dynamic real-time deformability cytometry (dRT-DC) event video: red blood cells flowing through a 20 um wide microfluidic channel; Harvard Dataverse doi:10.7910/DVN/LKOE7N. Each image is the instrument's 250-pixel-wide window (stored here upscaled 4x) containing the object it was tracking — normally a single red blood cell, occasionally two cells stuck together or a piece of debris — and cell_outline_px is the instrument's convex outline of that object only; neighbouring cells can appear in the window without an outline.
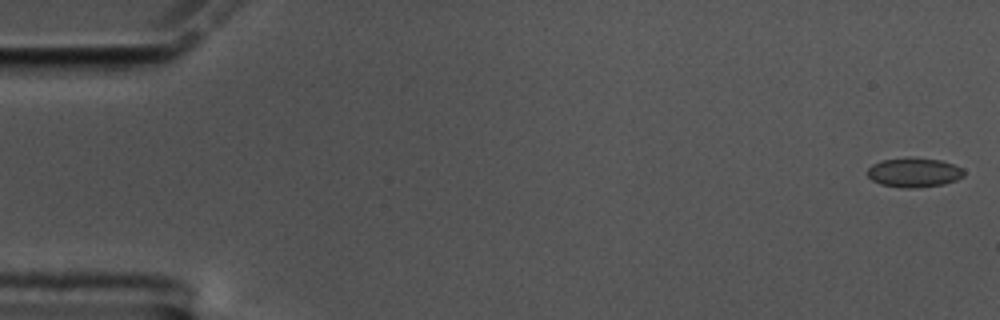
{"species": "common noctule bat (a hibernating species)", "species_latin": "Nyctalus noctula", "temperature_condition": "cold", "stored_images_in_passage": 57, "camera_frame_rate_fps": 3000, "um_per_image_px": 0.085, "animal": {"sex": "male", "body_mass_g": 17.5, "forearm_length_mm": 52.3}, "frame": {"image": 1, "passage_image": 1, "time_ms": 0.0, "image_size_px": [1000, 320], "cell_outline_px": [[964, 176], [956, 180], [944, 184], [916, 188], [904, 188], [880, 184], [872, 180], [868, 176], [868, 168], [872, 164], [880, 160], [908, 156], [912, 156], [940, 160], [964, 168]], "centroid_in_image_um": [77.69, 14.64], "position_along_channel_um": 7.3, "area_um2": 16.88}}
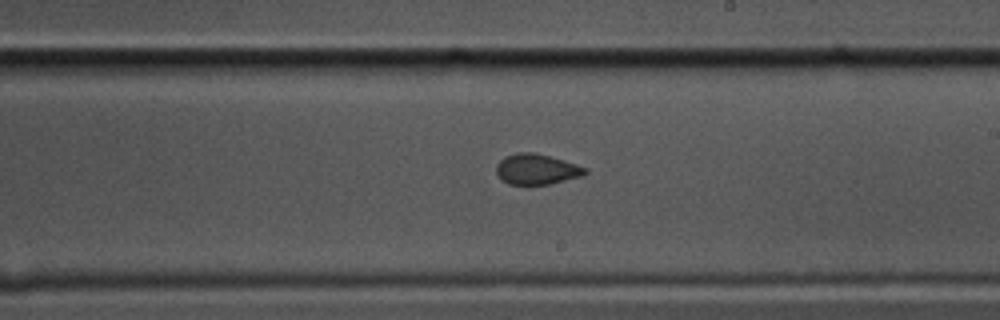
{"frame": {"image": 2, "passage_image": 33, "time_ms": 10.667, "image_size_px": [1000, 320], "cell_outline_px": [[588, 172], [584, 176], [552, 184], [508, 184], [500, 180], [496, 172], [496, 164], [504, 156], [516, 152], [532, 152], [548, 156], [576, 164], [588, 168]], "centroid_in_image_um": [45.61, 14.39], "position_along_channel_um": 243.4, "area_um2": 16.01}}
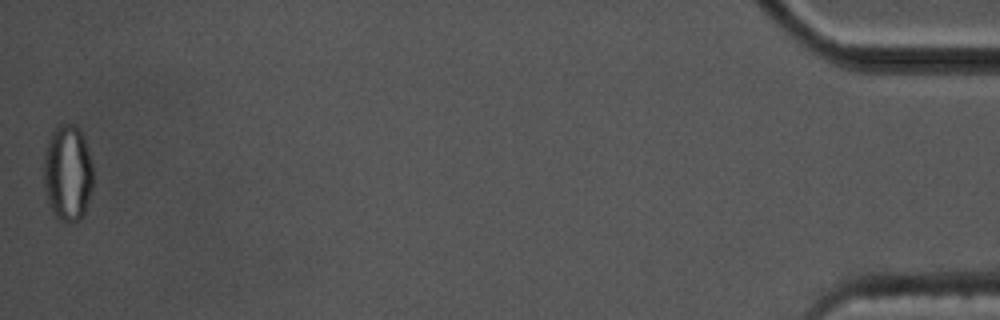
{"frame": {"image": 3, "passage_image": 57, "time_ms": 18.667, "image_size_px": [1000, 320], "cell_outline_px": [[92, 188], [84, 212], [72, 224], [56, 216], [48, 200], [44, 188], [44, 156], [52, 132], [60, 124], [76, 124], [84, 136], [92, 164]], "centroid_in_image_um": [5.76, 14.67], "position_along_channel_um": 429.4, "area_um2": 27.28}, "authors_computed_cell_mechanics": {"area_um2": 16.2418, "velocity_mm_per_s": 3.5158, "shape_relaxation_time_tau1_ms": null, "shape_relaxation_time_tau2_ms": 1.6072, "deformation_change_tau1": null, "deformation_change_tau2": 0.0425}}